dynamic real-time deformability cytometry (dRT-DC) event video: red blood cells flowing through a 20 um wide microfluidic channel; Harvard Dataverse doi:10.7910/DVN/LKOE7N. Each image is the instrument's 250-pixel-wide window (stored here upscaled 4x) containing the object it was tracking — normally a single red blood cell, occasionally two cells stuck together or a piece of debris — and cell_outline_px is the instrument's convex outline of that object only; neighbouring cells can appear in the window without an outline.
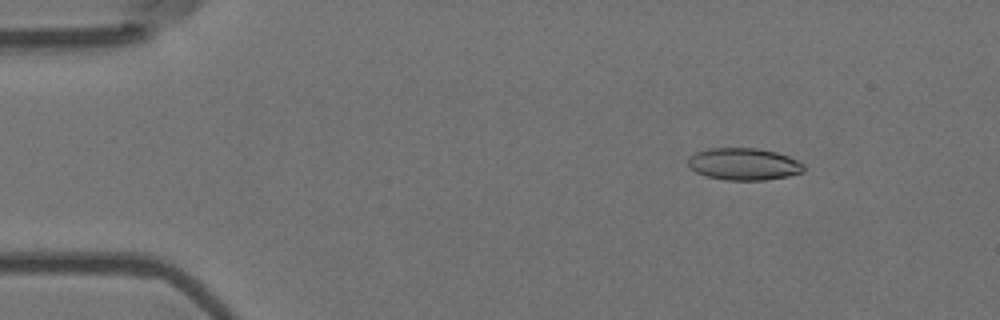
{"species": "Egyptian fruit bat (a non-hibernating species)", "species_latin": "Rousettus aegyptiacus", "temperature_condition": "room temperature", "stored_images_in_passage": 54, "camera_frame_rate_fps": 3000, "um_per_image_px": 0.085, "animal": {"sex": "female"}, "frame": {"image": 1, "passage_image": 6, "time_ms": 1.667, "image_size_px": [1000, 320], "cell_outline_px": [[804, 172], [788, 176], [764, 180], [724, 180], [708, 176], [696, 172], [688, 164], [688, 156], [696, 152], [708, 148], [760, 148], [776, 152], [788, 156], [804, 164]], "centroid_in_image_um": [63.23, 13.94], "position_along_channel_um": 21.8, "area_um2": 21.68}}
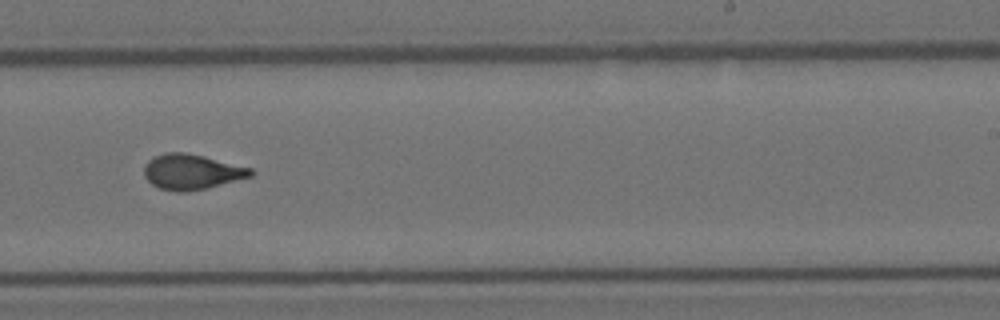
{"frame": {"image": 2, "passage_image": 33, "time_ms": 10.667, "image_size_px": [1000, 320], "cell_outline_px": [[252, 176], [208, 188], [188, 192], [176, 192], [160, 188], [152, 184], [144, 176], [144, 164], [148, 160], [164, 152], [184, 152], [204, 156], [252, 168]], "centroid_in_image_um": [16.27, 14.61], "position_along_channel_um": 272.7, "area_um2": 21.96}}
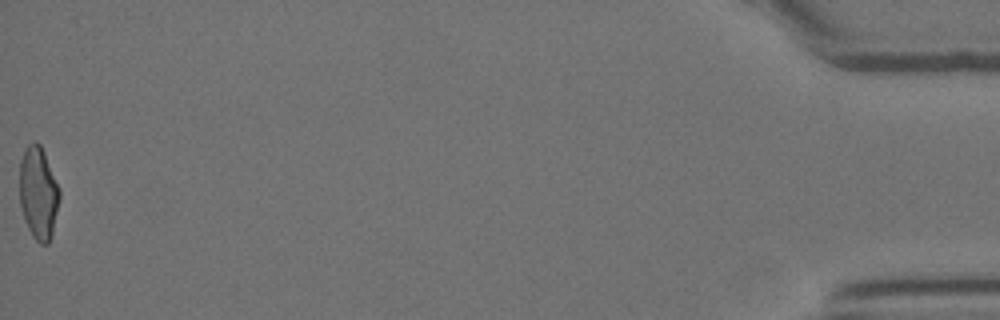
{"frame": {"image": 3, "passage_image": 54, "time_ms": 17.667, "image_size_px": [1000, 320], "cell_outline_px": [[60, 196], [52, 236], [48, 244], [40, 244], [32, 236], [24, 220], [20, 204], [20, 160], [24, 148], [32, 140], [36, 140], [40, 144], [44, 152], [60, 188]], "centroid_in_image_um": [3.26, 16.39], "position_along_channel_um": 431.9, "area_um2": 21.85}, "authors_computed_cell_mechanics": {"area_um2": 21.675, "velocity_mm_per_s": 3.6966, "shape_relaxation_time_tau1_ms": 7.1186, "shape_relaxation_time_tau2_ms": 1.3585, "deformation_change_tau1": 0.2162, "deformation_change_tau2": 0.0847}}